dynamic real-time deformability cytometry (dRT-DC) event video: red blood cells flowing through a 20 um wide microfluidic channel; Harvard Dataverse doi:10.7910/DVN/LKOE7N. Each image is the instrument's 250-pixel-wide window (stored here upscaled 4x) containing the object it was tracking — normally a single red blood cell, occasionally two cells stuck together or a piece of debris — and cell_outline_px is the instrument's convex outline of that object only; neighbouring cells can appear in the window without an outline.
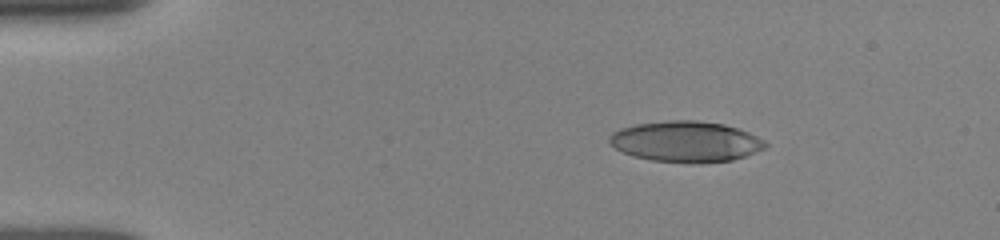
{"species": "human", "species_latin": "Homo sapiens", "temperature_condition": "room temperature", "stored_images_in_passage": 8, "camera_frame_rate_fps": 3000, "um_per_image_px": 0.085, "donor": {"sex": "female"}, "frame": {"image": 1, "passage_image": 2, "time_ms": 1.0, "image_size_px": [1000, 240], "cell_outline_px": [[768, 148], [732, 160], [652, 160], [632, 156], [616, 148], [608, 140], [608, 136], [612, 132], [620, 128], [636, 124], [668, 120], [696, 120], [724, 124], [740, 128], [764, 140], [768, 144]], "centroid_in_image_um": [58.3, 11.98], "position_along_channel_um": 26.7, "area_um2": 36.24}}
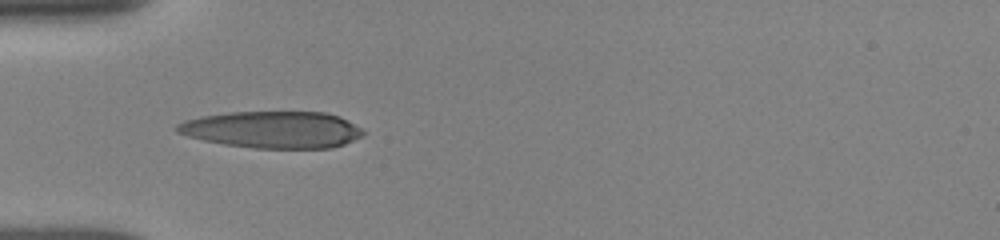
{"frame": {"image": 2, "passage_image": 7, "time_ms": 3.667, "image_size_px": [1000, 240], "cell_outline_px": [[364, 136], [344, 144], [332, 148], [256, 148], [224, 144], [204, 140], [188, 136], [176, 132], [176, 124], [184, 120], [200, 116], [228, 112], [324, 112], [340, 116], [360, 128], [364, 132]], "centroid_in_image_um": [23.16, 11.01], "position_along_channel_um": 61.8, "area_um2": 40.0}}
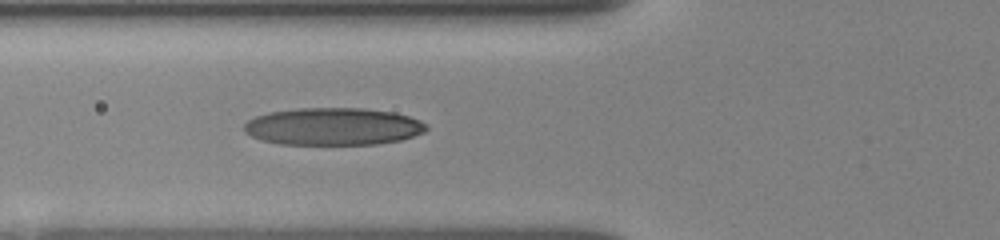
{"frame": {"image": 3, "passage_image": 8, "time_ms": 4.667, "image_size_px": [1000, 240], "cell_outline_px": [[428, 128], [424, 132], [400, 140], [376, 144], [280, 144], [260, 140], [244, 132], [244, 124], [248, 120], [256, 116], [268, 112], [296, 108], [364, 108], [392, 112], [408, 116], [420, 120], [428, 124]], "centroid_in_image_um": [28.3, 10.75], "position_along_channel_um": 97.5, "area_um2": 39.82}}